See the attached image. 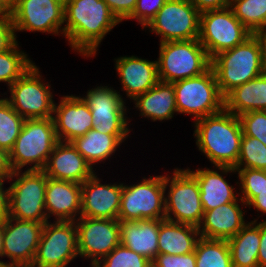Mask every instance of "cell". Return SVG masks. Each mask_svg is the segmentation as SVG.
<instances>
[{"label":"cell","mask_w":266,"mask_h":267,"mask_svg":"<svg viewBox=\"0 0 266 267\" xmlns=\"http://www.w3.org/2000/svg\"><path fill=\"white\" fill-rule=\"evenodd\" d=\"M200 15L191 0H166L145 29L161 36L160 43L198 39Z\"/></svg>","instance_id":"13"},{"label":"cell","mask_w":266,"mask_h":267,"mask_svg":"<svg viewBox=\"0 0 266 267\" xmlns=\"http://www.w3.org/2000/svg\"><path fill=\"white\" fill-rule=\"evenodd\" d=\"M93 267H152L150 260L119 244Z\"/></svg>","instance_id":"37"},{"label":"cell","mask_w":266,"mask_h":267,"mask_svg":"<svg viewBox=\"0 0 266 267\" xmlns=\"http://www.w3.org/2000/svg\"><path fill=\"white\" fill-rule=\"evenodd\" d=\"M191 2L202 13L209 10H220L230 7L231 0H191Z\"/></svg>","instance_id":"43"},{"label":"cell","mask_w":266,"mask_h":267,"mask_svg":"<svg viewBox=\"0 0 266 267\" xmlns=\"http://www.w3.org/2000/svg\"><path fill=\"white\" fill-rule=\"evenodd\" d=\"M22 171H13L8 180L10 183L8 217L21 221L46 223L49 221L45 209L48 177L43 170Z\"/></svg>","instance_id":"5"},{"label":"cell","mask_w":266,"mask_h":267,"mask_svg":"<svg viewBox=\"0 0 266 267\" xmlns=\"http://www.w3.org/2000/svg\"><path fill=\"white\" fill-rule=\"evenodd\" d=\"M91 110L93 129L112 135H129V121L125 99L120 91L108 86L89 89L82 97Z\"/></svg>","instance_id":"15"},{"label":"cell","mask_w":266,"mask_h":267,"mask_svg":"<svg viewBox=\"0 0 266 267\" xmlns=\"http://www.w3.org/2000/svg\"><path fill=\"white\" fill-rule=\"evenodd\" d=\"M230 8L252 34H257L266 22V0H231Z\"/></svg>","instance_id":"32"},{"label":"cell","mask_w":266,"mask_h":267,"mask_svg":"<svg viewBox=\"0 0 266 267\" xmlns=\"http://www.w3.org/2000/svg\"><path fill=\"white\" fill-rule=\"evenodd\" d=\"M248 222L234 237L228 239L233 267H259L260 222Z\"/></svg>","instance_id":"30"},{"label":"cell","mask_w":266,"mask_h":267,"mask_svg":"<svg viewBox=\"0 0 266 267\" xmlns=\"http://www.w3.org/2000/svg\"><path fill=\"white\" fill-rule=\"evenodd\" d=\"M11 15L15 32H47L64 37V0H16Z\"/></svg>","instance_id":"14"},{"label":"cell","mask_w":266,"mask_h":267,"mask_svg":"<svg viewBox=\"0 0 266 267\" xmlns=\"http://www.w3.org/2000/svg\"><path fill=\"white\" fill-rule=\"evenodd\" d=\"M0 267H29V266H25V265H3V264H0Z\"/></svg>","instance_id":"51"},{"label":"cell","mask_w":266,"mask_h":267,"mask_svg":"<svg viewBox=\"0 0 266 267\" xmlns=\"http://www.w3.org/2000/svg\"><path fill=\"white\" fill-rule=\"evenodd\" d=\"M211 68L223 97L234 88L263 74L266 64L261 37L252 34L242 44L219 53L211 59Z\"/></svg>","instance_id":"3"},{"label":"cell","mask_w":266,"mask_h":267,"mask_svg":"<svg viewBox=\"0 0 266 267\" xmlns=\"http://www.w3.org/2000/svg\"><path fill=\"white\" fill-rule=\"evenodd\" d=\"M141 180L132 185L122 183L119 221L165 219L164 175Z\"/></svg>","instance_id":"10"},{"label":"cell","mask_w":266,"mask_h":267,"mask_svg":"<svg viewBox=\"0 0 266 267\" xmlns=\"http://www.w3.org/2000/svg\"><path fill=\"white\" fill-rule=\"evenodd\" d=\"M152 267H196L195 251L189 254H158L151 262Z\"/></svg>","instance_id":"41"},{"label":"cell","mask_w":266,"mask_h":267,"mask_svg":"<svg viewBox=\"0 0 266 267\" xmlns=\"http://www.w3.org/2000/svg\"><path fill=\"white\" fill-rule=\"evenodd\" d=\"M139 110V116L150 118L153 122L172 119L177 113L175 89L173 83L159 81L144 94L136 96L133 101Z\"/></svg>","instance_id":"26"},{"label":"cell","mask_w":266,"mask_h":267,"mask_svg":"<svg viewBox=\"0 0 266 267\" xmlns=\"http://www.w3.org/2000/svg\"><path fill=\"white\" fill-rule=\"evenodd\" d=\"M41 72L35 63L12 85L10 96L5 99L24 119H45L53 117L55 101L51 85L43 82Z\"/></svg>","instance_id":"9"},{"label":"cell","mask_w":266,"mask_h":267,"mask_svg":"<svg viewBox=\"0 0 266 267\" xmlns=\"http://www.w3.org/2000/svg\"><path fill=\"white\" fill-rule=\"evenodd\" d=\"M200 238L198 227L164 219L159 228L158 254L192 253Z\"/></svg>","instance_id":"28"},{"label":"cell","mask_w":266,"mask_h":267,"mask_svg":"<svg viewBox=\"0 0 266 267\" xmlns=\"http://www.w3.org/2000/svg\"><path fill=\"white\" fill-rule=\"evenodd\" d=\"M258 33H266V22H265L264 26L262 27V29Z\"/></svg>","instance_id":"52"},{"label":"cell","mask_w":266,"mask_h":267,"mask_svg":"<svg viewBox=\"0 0 266 267\" xmlns=\"http://www.w3.org/2000/svg\"><path fill=\"white\" fill-rule=\"evenodd\" d=\"M10 0H0V13H11Z\"/></svg>","instance_id":"48"},{"label":"cell","mask_w":266,"mask_h":267,"mask_svg":"<svg viewBox=\"0 0 266 267\" xmlns=\"http://www.w3.org/2000/svg\"><path fill=\"white\" fill-rule=\"evenodd\" d=\"M165 2L166 0H137L133 13L127 19L137 20L138 24H141L144 29Z\"/></svg>","instance_id":"39"},{"label":"cell","mask_w":266,"mask_h":267,"mask_svg":"<svg viewBox=\"0 0 266 267\" xmlns=\"http://www.w3.org/2000/svg\"><path fill=\"white\" fill-rule=\"evenodd\" d=\"M128 136L105 134L91 129L85 135L72 140L71 143L93 168L96 163H104L109 157L115 155L117 148Z\"/></svg>","instance_id":"29"},{"label":"cell","mask_w":266,"mask_h":267,"mask_svg":"<svg viewBox=\"0 0 266 267\" xmlns=\"http://www.w3.org/2000/svg\"><path fill=\"white\" fill-rule=\"evenodd\" d=\"M262 39L263 46H264V61L266 64V33H257Z\"/></svg>","instance_id":"50"},{"label":"cell","mask_w":266,"mask_h":267,"mask_svg":"<svg viewBox=\"0 0 266 267\" xmlns=\"http://www.w3.org/2000/svg\"><path fill=\"white\" fill-rule=\"evenodd\" d=\"M119 23L103 0H64V36L84 58L96 56L104 37Z\"/></svg>","instance_id":"1"},{"label":"cell","mask_w":266,"mask_h":267,"mask_svg":"<svg viewBox=\"0 0 266 267\" xmlns=\"http://www.w3.org/2000/svg\"><path fill=\"white\" fill-rule=\"evenodd\" d=\"M234 168L266 171V145L254 137L242 135L239 158Z\"/></svg>","instance_id":"35"},{"label":"cell","mask_w":266,"mask_h":267,"mask_svg":"<svg viewBox=\"0 0 266 267\" xmlns=\"http://www.w3.org/2000/svg\"><path fill=\"white\" fill-rule=\"evenodd\" d=\"M44 223L4 219L3 253L11 261L3 265L31 266L41 238Z\"/></svg>","instance_id":"17"},{"label":"cell","mask_w":266,"mask_h":267,"mask_svg":"<svg viewBox=\"0 0 266 267\" xmlns=\"http://www.w3.org/2000/svg\"><path fill=\"white\" fill-rule=\"evenodd\" d=\"M238 117L243 135L254 137L266 145V111H250Z\"/></svg>","instance_id":"38"},{"label":"cell","mask_w":266,"mask_h":267,"mask_svg":"<svg viewBox=\"0 0 266 267\" xmlns=\"http://www.w3.org/2000/svg\"><path fill=\"white\" fill-rule=\"evenodd\" d=\"M171 173L164 175V189H168L165 219L198 227L204 214L199 184L187 169L176 168Z\"/></svg>","instance_id":"7"},{"label":"cell","mask_w":266,"mask_h":267,"mask_svg":"<svg viewBox=\"0 0 266 267\" xmlns=\"http://www.w3.org/2000/svg\"><path fill=\"white\" fill-rule=\"evenodd\" d=\"M71 142L58 141L43 169L47 177L82 184L95 171Z\"/></svg>","instance_id":"20"},{"label":"cell","mask_w":266,"mask_h":267,"mask_svg":"<svg viewBox=\"0 0 266 267\" xmlns=\"http://www.w3.org/2000/svg\"><path fill=\"white\" fill-rule=\"evenodd\" d=\"M252 33L235 17L230 7L200 15L199 42L210 59L242 44Z\"/></svg>","instance_id":"11"},{"label":"cell","mask_w":266,"mask_h":267,"mask_svg":"<svg viewBox=\"0 0 266 267\" xmlns=\"http://www.w3.org/2000/svg\"><path fill=\"white\" fill-rule=\"evenodd\" d=\"M13 170L9 161V153L0 148V179H7L12 176Z\"/></svg>","instance_id":"45"},{"label":"cell","mask_w":266,"mask_h":267,"mask_svg":"<svg viewBox=\"0 0 266 267\" xmlns=\"http://www.w3.org/2000/svg\"><path fill=\"white\" fill-rule=\"evenodd\" d=\"M187 170L196 178L199 184L200 199L204 211L215 209L238 199V190L235 191L234 186L230 185L224 176L227 173L236 174L234 167L216 166L215 170L198 168L196 171L187 167Z\"/></svg>","instance_id":"23"},{"label":"cell","mask_w":266,"mask_h":267,"mask_svg":"<svg viewBox=\"0 0 266 267\" xmlns=\"http://www.w3.org/2000/svg\"><path fill=\"white\" fill-rule=\"evenodd\" d=\"M3 236H4V220H0V257L2 258L3 253ZM0 258V264H1Z\"/></svg>","instance_id":"49"},{"label":"cell","mask_w":266,"mask_h":267,"mask_svg":"<svg viewBox=\"0 0 266 267\" xmlns=\"http://www.w3.org/2000/svg\"><path fill=\"white\" fill-rule=\"evenodd\" d=\"M224 109L239 116L246 112L266 111V71L224 97Z\"/></svg>","instance_id":"27"},{"label":"cell","mask_w":266,"mask_h":267,"mask_svg":"<svg viewBox=\"0 0 266 267\" xmlns=\"http://www.w3.org/2000/svg\"><path fill=\"white\" fill-rule=\"evenodd\" d=\"M79 257L93 267L120 244L119 220L80 216L76 221Z\"/></svg>","instance_id":"16"},{"label":"cell","mask_w":266,"mask_h":267,"mask_svg":"<svg viewBox=\"0 0 266 267\" xmlns=\"http://www.w3.org/2000/svg\"><path fill=\"white\" fill-rule=\"evenodd\" d=\"M16 0H10V5L11 7L13 6V3L15 2Z\"/></svg>","instance_id":"53"},{"label":"cell","mask_w":266,"mask_h":267,"mask_svg":"<svg viewBox=\"0 0 266 267\" xmlns=\"http://www.w3.org/2000/svg\"><path fill=\"white\" fill-rule=\"evenodd\" d=\"M237 172L239 196L246 206L257 196V192L266 190V171L249 168H234Z\"/></svg>","instance_id":"36"},{"label":"cell","mask_w":266,"mask_h":267,"mask_svg":"<svg viewBox=\"0 0 266 267\" xmlns=\"http://www.w3.org/2000/svg\"><path fill=\"white\" fill-rule=\"evenodd\" d=\"M116 18L123 22L133 13L137 0H103Z\"/></svg>","instance_id":"42"},{"label":"cell","mask_w":266,"mask_h":267,"mask_svg":"<svg viewBox=\"0 0 266 267\" xmlns=\"http://www.w3.org/2000/svg\"><path fill=\"white\" fill-rule=\"evenodd\" d=\"M196 267H233L227 240L200 238L195 248Z\"/></svg>","instance_id":"31"},{"label":"cell","mask_w":266,"mask_h":267,"mask_svg":"<svg viewBox=\"0 0 266 267\" xmlns=\"http://www.w3.org/2000/svg\"><path fill=\"white\" fill-rule=\"evenodd\" d=\"M159 80L174 83L198 76L211 67V59L198 39L159 44Z\"/></svg>","instance_id":"6"},{"label":"cell","mask_w":266,"mask_h":267,"mask_svg":"<svg viewBox=\"0 0 266 267\" xmlns=\"http://www.w3.org/2000/svg\"><path fill=\"white\" fill-rule=\"evenodd\" d=\"M259 267H266V220L260 222V246L258 253Z\"/></svg>","instance_id":"44"},{"label":"cell","mask_w":266,"mask_h":267,"mask_svg":"<svg viewBox=\"0 0 266 267\" xmlns=\"http://www.w3.org/2000/svg\"><path fill=\"white\" fill-rule=\"evenodd\" d=\"M115 60L121 91L126 92L127 98L133 100L153 88L160 80L157 60L149 61L138 56H122Z\"/></svg>","instance_id":"21"},{"label":"cell","mask_w":266,"mask_h":267,"mask_svg":"<svg viewBox=\"0 0 266 267\" xmlns=\"http://www.w3.org/2000/svg\"><path fill=\"white\" fill-rule=\"evenodd\" d=\"M163 220L119 221L120 244L152 262L158 255V235L160 223Z\"/></svg>","instance_id":"25"},{"label":"cell","mask_w":266,"mask_h":267,"mask_svg":"<svg viewBox=\"0 0 266 267\" xmlns=\"http://www.w3.org/2000/svg\"><path fill=\"white\" fill-rule=\"evenodd\" d=\"M194 122L196 146L213 166L235 167L243 135L238 116L223 109Z\"/></svg>","instance_id":"2"},{"label":"cell","mask_w":266,"mask_h":267,"mask_svg":"<svg viewBox=\"0 0 266 267\" xmlns=\"http://www.w3.org/2000/svg\"><path fill=\"white\" fill-rule=\"evenodd\" d=\"M25 119L4 98H0V148L12 150Z\"/></svg>","instance_id":"34"},{"label":"cell","mask_w":266,"mask_h":267,"mask_svg":"<svg viewBox=\"0 0 266 267\" xmlns=\"http://www.w3.org/2000/svg\"><path fill=\"white\" fill-rule=\"evenodd\" d=\"M246 208L254 207L257 212H261V216L266 214V190L257 192V196L247 205Z\"/></svg>","instance_id":"47"},{"label":"cell","mask_w":266,"mask_h":267,"mask_svg":"<svg viewBox=\"0 0 266 267\" xmlns=\"http://www.w3.org/2000/svg\"><path fill=\"white\" fill-rule=\"evenodd\" d=\"M52 118L58 141L71 142L93 129L91 110L81 96L63 95Z\"/></svg>","instance_id":"19"},{"label":"cell","mask_w":266,"mask_h":267,"mask_svg":"<svg viewBox=\"0 0 266 267\" xmlns=\"http://www.w3.org/2000/svg\"><path fill=\"white\" fill-rule=\"evenodd\" d=\"M178 114L197 119L219 113L224 109V97L210 67L206 72L173 83Z\"/></svg>","instance_id":"8"},{"label":"cell","mask_w":266,"mask_h":267,"mask_svg":"<svg viewBox=\"0 0 266 267\" xmlns=\"http://www.w3.org/2000/svg\"><path fill=\"white\" fill-rule=\"evenodd\" d=\"M78 256L75 221H47L30 267H67Z\"/></svg>","instance_id":"12"},{"label":"cell","mask_w":266,"mask_h":267,"mask_svg":"<svg viewBox=\"0 0 266 267\" xmlns=\"http://www.w3.org/2000/svg\"><path fill=\"white\" fill-rule=\"evenodd\" d=\"M96 174L81 184L80 216L118 220L122 183L102 184Z\"/></svg>","instance_id":"18"},{"label":"cell","mask_w":266,"mask_h":267,"mask_svg":"<svg viewBox=\"0 0 266 267\" xmlns=\"http://www.w3.org/2000/svg\"><path fill=\"white\" fill-rule=\"evenodd\" d=\"M241 202V203H240ZM240 203L246 205L241 198L234 202L226 203L215 209L204 211L198 231L202 238L228 240L234 237L247 223L244 219Z\"/></svg>","instance_id":"22"},{"label":"cell","mask_w":266,"mask_h":267,"mask_svg":"<svg viewBox=\"0 0 266 267\" xmlns=\"http://www.w3.org/2000/svg\"><path fill=\"white\" fill-rule=\"evenodd\" d=\"M57 142L52 117L25 119L21 132L9 152L12 170H23V167L30 165L27 170H43Z\"/></svg>","instance_id":"4"},{"label":"cell","mask_w":266,"mask_h":267,"mask_svg":"<svg viewBox=\"0 0 266 267\" xmlns=\"http://www.w3.org/2000/svg\"><path fill=\"white\" fill-rule=\"evenodd\" d=\"M34 62L28 58V54L20 51L17 42L10 50L0 53V82L7 84V87L18 80Z\"/></svg>","instance_id":"33"},{"label":"cell","mask_w":266,"mask_h":267,"mask_svg":"<svg viewBox=\"0 0 266 267\" xmlns=\"http://www.w3.org/2000/svg\"><path fill=\"white\" fill-rule=\"evenodd\" d=\"M7 179H0V220L8 217L9 188L4 189Z\"/></svg>","instance_id":"46"},{"label":"cell","mask_w":266,"mask_h":267,"mask_svg":"<svg viewBox=\"0 0 266 267\" xmlns=\"http://www.w3.org/2000/svg\"><path fill=\"white\" fill-rule=\"evenodd\" d=\"M16 34L11 13H0V53L7 52L18 42Z\"/></svg>","instance_id":"40"},{"label":"cell","mask_w":266,"mask_h":267,"mask_svg":"<svg viewBox=\"0 0 266 267\" xmlns=\"http://www.w3.org/2000/svg\"><path fill=\"white\" fill-rule=\"evenodd\" d=\"M45 209L49 221L52 216L55 221H76L81 213V184L48 177Z\"/></svg>","instance_id":"24"}]
</instances>
